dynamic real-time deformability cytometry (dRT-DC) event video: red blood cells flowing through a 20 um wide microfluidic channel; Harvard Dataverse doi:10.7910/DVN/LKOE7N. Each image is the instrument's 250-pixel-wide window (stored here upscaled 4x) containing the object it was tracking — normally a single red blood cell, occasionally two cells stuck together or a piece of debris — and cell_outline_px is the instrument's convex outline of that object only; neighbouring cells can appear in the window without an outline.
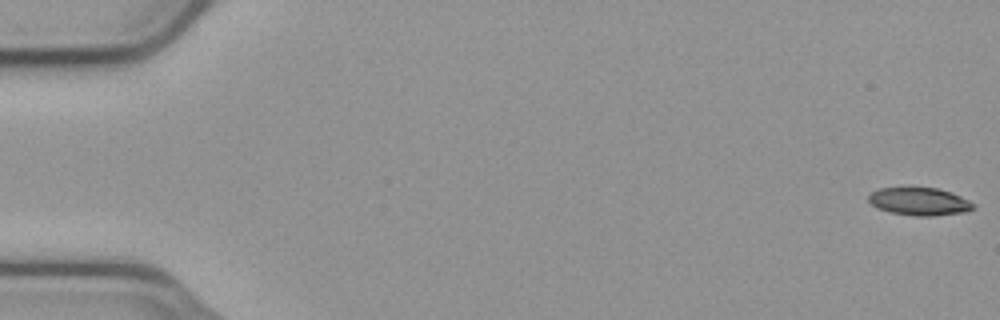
{"species": "common noctule bat (a hibernating species)", "species_latin": "Nyctalus noctula", "temperature_condition": "cold", "stored_images_in_passage": 17, "camera_frame_rate_fps": 3000, "um_per_image_px": 0.085, "animal": {"sex": "male", "body_mass_g": 23.1, "forearm_length_mm": 52.7}, "frame": {"image": 1, "passage_image": 1, "time_ms": 0.0, "image_size_px": [1000, 320], "cell_outline_px": [[976, 208], [964, 212], [932, 216], [916, 216], [892, 212], [880, 208], [872, 204], [868, 200], [868, 196], [872, 192], [880, 188], [908, 184], [936, 188], [952, 192], [976, 204]], "centroid_in_image_um": [78.15, 17.07], "position_along_channel_um": 6.8, "area_um2": 17.57}}
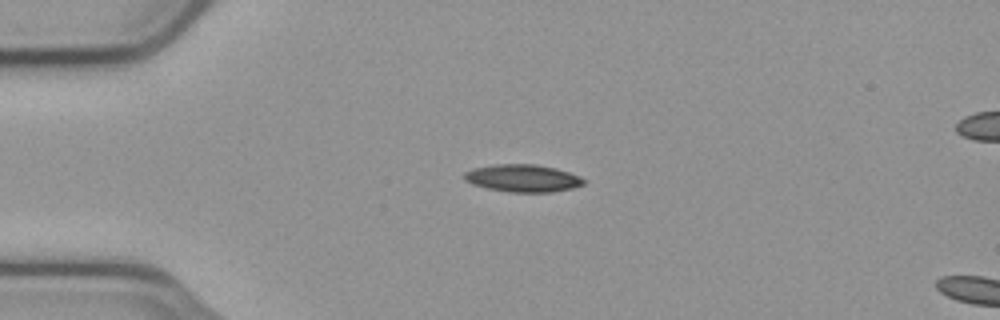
{"frame": {"image": 2, "passage_image": 14, "time_ms": 4.333, "image_size_px": [1000, 320], "cell_outline_px": [[584, 184], [572, 188], [552, 192], [512, 192], [488, 188], [472, 184], [464, 180], [464, 172], [472, 168], [492, 164], [536, 164], [556, 168], [580, 176], [584, 180]], "centroid_in_image_um": [44.41, 15.13], "position_along_channel_um": 40.6, "area_um2": 19.13}}